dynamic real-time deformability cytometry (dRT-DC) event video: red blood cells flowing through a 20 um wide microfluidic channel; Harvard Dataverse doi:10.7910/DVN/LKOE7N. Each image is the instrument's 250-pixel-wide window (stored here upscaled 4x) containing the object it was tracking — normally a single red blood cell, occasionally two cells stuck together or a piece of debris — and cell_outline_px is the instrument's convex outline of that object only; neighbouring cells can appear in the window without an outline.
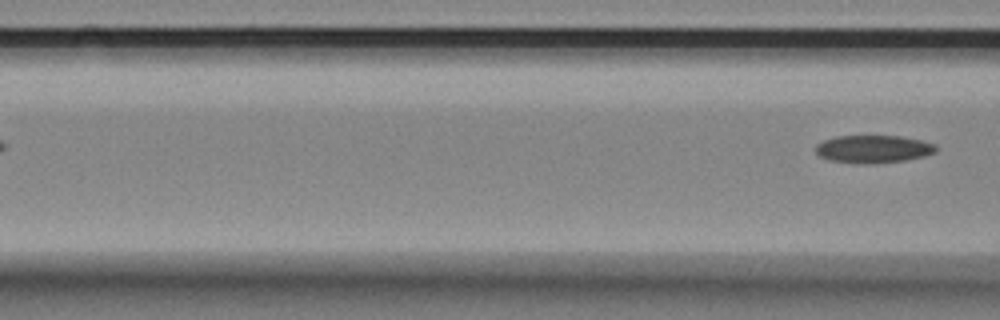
{"species": "Egyptian fruit bat (a non-hibernating species)", "species_latin": "Rousettus aegyptiacus", "temperature_condition": "room temperature", "stored_images_in_passage": 7, "segment_of_instrument_passage": [2, 2], "camera_frame_rate_fps": 3000, "um_per_image_px": 0.085, "animal": {"sex": "female"}, "frame": {"image": 1, "passage_image": 7, "time_ms": 2.0, "image_size_px": [1000, 320], "cell_outline_px": [[936, 152], [924, 156], [904, 160], [868, 164], [860, 164], [828, 160], [820, 156], [816, 152], [816, 144], [824, 140], [836, 136], [900, 136], [920, 140], [936, 144]], "centroid_in_image_um": [74.21, 12.67], "position_along_channel_um": 92.4, "area_um2": 19.42}}